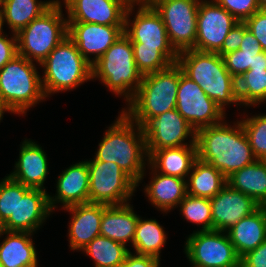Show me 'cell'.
Returning <instances> with one entry per match:
<instances>
[{
	"label": "cell",
	"instance_id": "6da1fadb",
	"mask_svg": "<svg viewBox=\"0 0 266 267\" xmlns=\"http://www.w3.org/2000/svg\"><path fill=\"white\" fill-rule=\"evenodd\" d=\"M236 121L231 125L224 119L196 131L198 159L214 166L226 178L257 160L240 120Z\"/></svg>",
	"mask_w": 266,
	"mask_h": 267
},
{
	"label": "cell",
	"instance_id": "7a4b0ae2",
	"mask_svg": "<svg viewBox=\"0 0 266 267\" xmlns=\"http://www.w3.org/2000/svg\"><path fill=\"white\" fill-rule=\"evenodd\" d=\"M118 113L116 120L103 133L93 157L97 161L116 163L139 187L147 173L146 141L141 127L122 110Z\"/></svg>",
	"mask_w": 266,
	"mask_h": 267
},
{
	"label": "cell",
	"instance_id": "3957f363",
	"mask_svg": "<svg viewBox=\"0 0 266 267\" xmlns=\"http://www.w3.org/2000/svg\"><path fill=\"white\" fill-rule=\"evenodd\" d=\"M177 64L224 113L227 106L240 107L237 80L227 70L218 53L184 50L178 53Z\"/></svg>",
	"mask_w": 266,
	"mask_h": 267
},
{
	"label": "cell",
	"instance_id": "277c9868",
	"mask_svg": "<svg viewBox=\"0 0 266 267\" xmlns=\"http://www.w3.org/2000/svg\"><path fill=\"white\" fill-rule=\"evenodd\" d=\"M180 66L143 75L142 82L133 99L121 110L141 126L148 118L176 109Z\"/></svg>",
	"mask_w": 266,
	"mask_h": 267
},
{
	"label": "cell",
	"instance_id": "5b68a950",
	"mask_svg": "<svg viewBox=\"0 0 266 267\" xmlns=\"http://www.w3.org/2000/svg\"><path fill=\"white\" fill-rule=\"evenodd\" d=\"M142 78L131 41L124 33L92 65V81L99 80L111 93L124 97L126 105L133 99Z\"/></svg>",
	"mask_w": 266,
	"mask_h": 267
},
{
	"label": "cell",
	"instance_id": "8992f818",
	"mask_svg": "<svg viewBox=\"0 0 266 267\" xmlns=\"http://www.w3.org/2000/svg\"><path fill=\"white\" fill-rule=\"evenodd\" d=\"M37 66L17 54L0 69V99L10 113L23 117L30 108L46 101Z\"/></svg>",
	"mask_w": 266,
	"mask_h": 267
},
{
	"label": "cell",
	"instance_id": "52a82bcc",
	"mask_svg": "<svg viewBox=\"0 0 266 267\" xmlns=\"http://www.w3.org/2000/svg\"><path fill=\"white\" fill-rule=\"evenodd\" d=\"M42 87L46 98L60 91H73L92 80V65L67 36L40 64Z\"/></svg>",
	"mask_w": 266,
	"mask_h": 267
},
{
	"label": "cell",
	"instance_id": "ba28073f",
	"mask_svg": "<svg viewBox=\"0 0 266 267\" xmlns=\"http://www.w3.org/2000/svg\"><path fill=\"white\" fill-rule=\"evenodd\" d=\"M63 6L53 3L17 34V52L39 65L68 36V21Z\"/></svg>",
	"mask_w": 266,
	"mask_h": 267
},
{
	"label": "cell",
	"instance_id": "9c48e42d",
	"mask_svg": "<svg viewBox=\"0 0 266 267\" xmlns=\"http://www.w3.org/2000/svg\"><path fill=\"white\" fill-rule=\"evenodd\" d=\"M89 169V203L122 205L131 202L137 184L114 162L86 160Z\"/></svg>",
	"mask_w": 266,
	"mask_h": 267
},
{
	"label": "cell",
	"instance_id": "30bf717a",
	"mask_svg": "<svg viewBox=\"0 0 266 267\" xmlns=\"http://www.w3.org/2000/svg\"><path fill=\"white\" fill-rule=\"evenodd\" d=\"M184 254L191 267H238L237 255L227 232L194 230L184 243Z\"/></svg>",
	"mask_w": 266,
	"mask_h": 267
},
{
	"label": "cell",
	"instance_id": "8fae6325",
	"mask_svg": "<svg viewBox=\"0 0 266 267\" xmlns=\"http://www.w3.org/2000/svg\"><path fill=\"white\" fill-rule=\"evenodd\" d=\"M200 0H156L151 6L161 16L168 40L177 53L195 50Z\"/></svg>",
	"mask_w": 266,
	"mask_h": 267
},
{
	"label": "cell",
	"instance_id": "7c38bea8",
	"mask_svg": "<svg viewBox=\"0 0 266 267\" xmlns=\"http://www.w3.org/2000/svg\"><path fill=\"white\" fill-rule=\"evenodd\" d=\"M124 34L131 43H141V47L157 48L173 64L177 63L178 53L168 40L161 16L151 5H129L125 15Z\"/></svg>",
	"mask_w": 266,
	"mask_h": 267
},
{
	"label": "cell",
	"instance_id": "4fadbf2b",
	"mask_svg": "<svg viewBox=\"0 0 266 267\" xmlns=\"http://www.w3.org/2000/svg\"><path fill=\"white\" fill-rule=\"evenodd\" d=\"M140 127L148 156L154 150L196 145V131L176 109L150 117Z\"/></svg>",
	"mask_w": 266,
	"mask_h": 267
},
{
	"label": "cell",
	"instance_id": "5bb4252c",
	"mask_svg": "<svg viewBox=\"0 0 266 267\" xmlns=\"http://www.w3.org/2000/svg\"><path fill=\"white\" fill-rule=\"evenodd\" d=\"M176 110L195 131L222 122L227 114L180 67Z\"/></svg>",
	"mask_w": 266,
	"mask_h": 267
},
{
	"label": "cell",
	"instance_id": "9a60e30c",
	"mask_svg": "<svg viewBox=\"0 0 266 267\" xmlns=\"http://www.w3.org/2000/svg\"><path fill=\"white\" fill-rule=\"evenodd\" d=\"M46 190L17 182V206L14 215L0 226L5 231L37 233L53 212Z\"/></svg>",
	"mask_w": 266,
	"mask_h": 267
},
{
	"label": "cell",
	"instance_id": "2e32d148",
	"mask_svg": "<svg viewBox=\"0 0 266 267\" xmlns=\"http://www.w3.org/2000/svg\"><path fill=\"white\" fill-rule=\"evenodd\" d=\"M239 21L214 0H200L195 50L217 53L224 39Z\"/></svg>",
	"mask_w": 266,
	"mask_h": 267
},
{
	"label": "cell",
	"instance_id": "e0dca14e",
	"mask_svg": "<svg viewBox=\"0 0 266 267\" xmlns=\"http://www.w3.org/2000/svg\"><path fill=\"white\" fill-rule=\"evenodd\" d=\"M123 33L124 25L68 22V37L75 43L81 55L91 65H93Z\"/></svg>",
	"mask_w": 266,
	"mask_h": 267
},
{
	"label": "cell",
	"instance_id": "ac0fdd59",
	"mask_svg": "<svg viewBox=\"0 0 266 267\" xmlns=\"http://www.w3.org/2000/svg\"><path fill=\"white\" fill-rule=\"evenodd\" d=\"M212 230L227 232L240 219L251 215L260 205L228 184L210 199Z\"/></svg>",
	"mask_w": 266,
	"mask_h": 267
},
{
	"label": "cell",
	"instance_id": "d6986e66",
	"mask_svg": "<svg viewBox=\"0 0 266 267\" xmlns=\"http://www.w3.org/2000/svg\"><path fill=\"white\" fill-rule=\"evenodd\" d=\"M63 7L68 22L124 25L129 5L124 0H68Z\"/></svg>",
	"mask_w": 266,
	"mask_h": 267
},
{
	"label": "cell",
	"instance_id": "ffe728a7",
	"mask_svg": "<svg viewBox=\"0 0 266 267\" xmlns=\"http://www.w3.org/2000/svg\"><path fill=\"white\" fill-rule=\"evenodd\" d=\"M56 193L49 194V204L54 213L61 209L89 203V169L87 161L82 160L64 169L56 180ZM59 204V206H58Z\"/></svg>",
	"mask_w": 266,
	"mask_h": 267
},
{
	"label": "cell",
	"instance_id": "44dd1931",
	"mask_svg": "<svg viewBox=\"0 0 266 267\" xmlns=\"http://www.w3.org/2000/svg\"><path fill=\"white\" fill-rule=\"evenodd\" d=\"M19 146V158L7 175L24 186L46 190L44 184L50 170L44 148L30 138H24Z\"/></svg>",
	"mask_w": 266,
	"mask_h": 267
},
{
	"label": "cell",
	"instance_id": "7402d4cb",
	"mask_svg": "<svg viewBox=\"0 0 266 267\" xmlns=\"http://www.w3.org/2000/svg\"><path fill=\"white\" fill-rule=\"evenodd\" d=\"M107 205L85 203L72 205L62 210L69 212L68 225L69 248L81 252L94 238L100 235L101 218Z\"/></svg>",
	"mask_w": 266,
	"mask_h": 267
},
{
	"label": "cell",
	"instance_id": "603a6c76",
	"mask_svg": "<svg viewBox=\"0 0 266 267\" xmlns=\"http://www.w3.org/2000/svg\"><path fill=\"white\" fill-rule=\"evenodd\" d=\"M147 169L151 170V180L144 183L143 192L148 202L163 214L178 208L187 195L186 179L158 173L149 164Z\"/></svg>",
	"mask_w": 266,
	"mask_h": 267
},
{
	"label": "cell",
	"instance_id": "cb8c5ba5",
	"mask_svg": "<svg viewBox=\"0 0 266 267\" xmlns=\"http://www.w3.org/2000/svg\"><path fill=\"white\" fill-rule=\"evenodd\" d=\"M5 235V237H4ZM33 233L0 229V267H38Z\"/></svg>",
	"mask_w": 266,
	"mask_h": 267
},
{
	"label": "cell",
	"instance_id": "d4e9b609",
	"mask_svg": "<svg viewBox=\"0 0 266 267\" xmlns=\"http://www.w3.org/2000/svg\"><path fill=\"white\" fill-rule=\"evenodd\" d=\"M126 203L109 205L103 210L100 235L110 238L126 247L133 243L139 215L134 206ZM127 243H130L127 245Z\"/></svg>",
	"mask_w": 266,
	"mask_h": 267
},
{
	"label": "cell",
	"instance_id": "484cf974",
	"mask_svg": "<svg viewBox=\"0 0 266 267\" xmlns=\"http://www.w3.org/2000/svg\"><path fill=\"white\" fill-rule=\"evenodd\" d=\"M227 234L239 258L256 249L266 240V213L263 207L240 219Z\"/></svg>",
	"mask_w": 266,
	"mask_h": 267
},
{
	"label": "cell",
	"instance_id": "4316f807",
	"mask_svg": "<svg viewBox=\"0 0 266 267\" xmlns=\"http://www.w3.org/2000/svg\"><path fill=\"white\" fill-rule=\"evenodd\" d=\"M197 159V145H187L154 150L148 164L158 173L187 179Z\"/></svg>",
	"mask_w": 266,
	"mask_h": 267
},
{
	"label": "cell",
	"instance_id": "83f0119b",
	"mask_svg": "<svg viewBox=\"0 0 266 267\" xmlns=\"http://www.w3.org/2000/svg\"><path fill=\"white\" fill-rule=\"evenodd\" d=\"M227 184L248 195L260 206L266 204V160L257 159L234 172L227 178Z\"/></svg>",
	"mask_w": 266,
	"mask_h": 267
},
{
	"label": "cell",
	"instance_id": "f1b7e54d",
	"mask_svg": "<svg viewBox=\"0 0 266 267\" xmlns=\"http://www.w3.org/2000/svg\"><path fill=\"white\" fill-rule=\"evenodd\" d=\"M227 184V178L214 166L197 159L186 179L187 194L213 198Z\"/></svg>",
	"mask_w": 266,
	"mask_h": 267
},
{
	"label": "cell",
	"instance_id": "f546056e",
	"mask_svg": "<svg viewBox=\"0 0 266 267\" xmlns=\"http://www.w3.org/2000/svg\"><path fill=\"white\" fill-rule=\"evenodd\" d=\"M52 4L53 0H3L2 28L7 23L11 33L17 34Z\"/></svg>",
	"mask_w": 266,
	"mask_h": 267
},
{
	"label": "cell",
	"instance_id": "4dcf8cb0",
	"mask_svg": "<svg viewBox=\"0 0 266 267\" xmlns=\"http://www.w3.org/2000/svg\"><path fill=\"white\" fill-rule=\"evenodd\" d=\"M167 233L156 219L138 218L132 243L134 253L153 256L161 260V249L167 243Z\"/></svg>",
	"mask_w": 266,
	"mask_h": 267
},
{
	"label": "cell",
	"instance_id": "1f68e13d",
	"mask_svg": "<svg viewBox=\"0 0 266 267\" xmlns=\"http://www.w3.org/2000/svg\"><path fill=\"white\" fill-rule=\"evenodd\" d=\"M131 248L99 235L81 251L93 260L94 267H119Z\"/></svg>",
	"mask_w": 266,
	"mask_h": 267
},
{
	"label": "cell",
	"instance_id": "d6a6232c",
	"mask_svg": "<svg viewBox=\"0 0 266 267\" xmlns=\"http://www.w3.org/2000/svg\"><path fill=\"white\" fill-rule=\"evenodd\" d=\"M262 51L260 42L244 23V34L239 49L224 54L222 58L227 70L237 80L250 69L255 58Z\"/></svg>",
	"mask_w": 266,
	"mask_h": 267
},
{
	"label": "cell",
	"instance_id": "836d02e7",
	"mask_svg": "<svg viewBox=\"0 0 266 267\" xmlns=\"http://www.w3.org/2000/svg\"><path fill=\"white\" fill-rule=\"evenodd\" d=\"M240 108L266 103V69H249L237 79Z\"/></svg>",
	"mask_w": 266,
	"mask_h": 267
},
{
	"label": "cell",
	"instance_id": "e575fe53",
	"mask_svg": "<svg viewBox=\"0 0 266 267\" xmlns=\"http://www.w3.org/2000/svg\"><path fill=\"white\" fill-rule=\"evenodd\" d=\"M180 214L187 222L196 224L198 231L212 230L211 204L209 198L186 195L179 203ZM201 225V227H200Z\"/></svg>",
	"mask_w": 266,
	"mask_h": 267
},
{
	"label": "cell",
	"instance_id": "d590c367",
	"mask_svg": "<svg viewBox=\"0 0 266 267\" xmlns=\"http://www.w3.org/2000/svg\"><path fill=\"white\" fill-rule=\"evenodd\" d=\"M240 122L256 159L266 160V114L243 115Z\"/></svg>",
	"mask_w": 266,
	"mask_h": 267
},
{
	"label": "cell",
	"instance_id": "8d00e7d4",
	"mask_svg": "<svg viewBox=\"0 0 266 267\" xmlns=\"http://www.w3.org/2000/svg\"><path fill=\"white\" fill-rule=\"evenodd\" d=\"M137 69L146 75L168 68L173 63L157 48L141 47V43H131Z\"/></svg>",
	"mask_w": 266,
	"mask_h": 267
},
{
	"label": "cell",
	"instance_id": "74e56055",
	"mask_svg": "<svg viewBox=\"0 0 266 267\" xmlns=\"http://www.w3.org/2000/svg\"><path fill=\"white\" fill-rule=\"evenodd\" d=\"M17 206V181L8 175L0 180V226L14 215Z\"/></svg>",
	"mask_w": 266,
	"mask_h": 267
},
{
	"label": "cell",
	"instance_id": "f35d334b",
	"mask_svg": "<svg viewBox=\"0 0 266 267\" xmlns=\"http://www.w3.org/2000/svg\"><path fill=\"white\" fill-rule=\"evenodd\" d=\"M222 8L226 9L239 22H244L254 13L259 11L257 0H214Z\"/></svg>",
	"mask_w": 266,
	"mask_h": 267
},
{
	"label": "cell",
	"instance_id": "ab89813d",
	"mask_svg": "<svg viewBox=\"0 0 266 267\" xmlns=\"http://www.w3.org/2000/svg\"><path fill=\"white\" fill-rule=\"evenodd\" d=\"M247 28L260 42L261 48L266 52V11L259 10L244 21Z\"/></svg>",
	"mask_w": 266,
	"mask_h": 267
},
{
	"label": "cell",
	"instance_id": "60d3db41",
	"mask_svg": "<svg viewBox=\"0 0 266 267\" xmlns=\"http://www.w3.org/2000/svg\"><path fill=\"white\" fill-rule=\"evenodd\" d=\"M0 32V69H2L17 54V37L14 33Z\"/></svg>",
	"mask_w": 266,
	"mask_h": 267
},
{
	"label": "cell",
	"instance_id": "b9f144b4",
	"mask_svg": "<svg viewBox=\"0 0 266 267\" xmlns=\"http://www.w3.org/2000/svg\"><path fill=\"white\" fill-rule=\"evenodd\" d=\"M244 34V22L236 23L224 39L221 49L217 52L220 56L239 49Z\"/></svg>",
	"mask_w": 266,
	"mask_h": 267
},
{
	"label": "cell",
	"instance_id": "7bdbcfd3",
	"mask_svg": "<svg viewBox=\"0 0 266 267\" xmlns=\"http://www.w3.org/2000/svg\"><path fill=\"white\" fill-rule=\"evenodd\" d=\"M241 267H266V240L240 258Z\"/></svg>",
	"mask_w": 266,
	"mask_h": 267
},
{
	"label": "cell",
	"instance_id": "ee69618b",
	"mask_svg": "<svg viewBox=\"0 0 266 267\" xmlns=\"http://www.w3.org/2000/svg\"><path fill=\"white\" fill-rule=\"evenodd\" d=\"M161 260L148 255H140L130 251L119 267H160Z\"/></svg>",
	"mask_w": 266,
	"mask_h": 267
},
{
	"label": "cell",
	"instance_id": "f6af8a7d",
	"mask_svg": "<svg viewBox=\"0 0 266 267\" xmlns=\"http://www.w3.org/2000/svg\"><path fill=\"white\" fill-rule=\"evenodd\" d=\"M250 69H266V52L262 51L257 55L253 65L250 66Z\"/></svg>",
	"mask_w": 266,
	"mask_h": 267
},
{
	"label": "cell",
	"instance_id": "bcb514c9",
	"mask_svg": "<svg viewBox=\"0 0 266 267\" xmlns=\"http://www.w3.org/2000/svg\"><path fill=\"white\" fill-rule=\"evenodd\" d=\"M128 5H146V0H124Z\"/></svg>",
	"mask_w": 266,
	"mask_h": 267
},
{
	"label": "cell",
	"instance_id": "7dc6e473",
	"mask_svg": "<svg viewBox=\"0 0 266 267\" xmlns=\"http://www.w3.org/2000/svg\"><path fill=\"white\" fill-rule=\"evenodd\" d=\"M5 112H7V113H10L7 109H6V107L4 106V104L2 103V101H1V99H0V122L2 121V119H3V115L5 114Z\"/></svg>",
	"mask_w": 266,
	"mask_h": 267
},
{
	"label": "cell",
	"instance_id": "c3c4849f",
	"mask_svg": "<svg viewBox=\"0 0 266 267\" xmlns=\"http://www.w3.org/2000/svg\"><path fill=\"white\" fill-rule=\"evenodd\" d=\"M260 10L266 11V0H257Z\"/></svg>",
	"mask_w": 266,
	"mask_h": 267
},
{
	"label": "cell",
	"instance_id": "681fc988",
	"mask_svg": "<svg viewBox=\"0 0 266 267\" xmlns=\"http://www.w3.org/2000/svg\"><path fill=\"white\" fill-rule=\"evenodd\" d=\"M62 1L61 0H53V3H56V4H59V5H62L63 6L68 0H62Z\"/></svg>",
	"mask_w": 266,
	"mask_h": 267
},
{
	"label": "cell",
	"instance_id": "f907efd6",
	"mask_svg": "<svg viewBox=\"0 0 266 267\" xmlns=\"http://www.w3.org/2000/svg\"><path fill=\"white\" fill-rule=\"evenodd\" d=\"M3 0H0V17L2 16Z\"/></svg>",
	"mask_w": 266,
	"mask_h": 267
},
{
	"label": "cell",
	"instance_id": "816d5d0a",
	"mask_svg": "<svg viewBox=\"0 0 266 267\" xmlns=\"http://www.w3.org/2000/svg\"><path fill=\"white\" fill-rule=\"evenodd\" d=\"M156 0H146V5H151Z\"/></svg>",
	"mask_w": 266,
	"mask_h": 267
},
{
	"label": "cell",
	"instance_id": "f5cc1de1",
	"mask_svg": "<svg viewBox=\"0 0 266 267\" xmlns=\"http://www.w3.org/2000/svg\"><path fill=\"white\" fill-rule=\"evenodd\" d=\"M3 30L2 28V21H1V17H0V32Z\"/></svg>",
	"mask_w": 266,
	"mask_h": 267
},
{
	"label": "cell",
	"instance_id": "db71d44e",
	"mask_svg": "<svg viewBox=\"0 0 266 267\" xmlns=\"http://www.w3.org/2000/svg\"><path fill=\"white\" fill-rule=\"evenodd\" d=\"M262 207H263V209H264V211L266 213V204L262 205Z\"/></svg>",
	"mask_w": 266,
	"mask_h": 267
}]
</instances>
